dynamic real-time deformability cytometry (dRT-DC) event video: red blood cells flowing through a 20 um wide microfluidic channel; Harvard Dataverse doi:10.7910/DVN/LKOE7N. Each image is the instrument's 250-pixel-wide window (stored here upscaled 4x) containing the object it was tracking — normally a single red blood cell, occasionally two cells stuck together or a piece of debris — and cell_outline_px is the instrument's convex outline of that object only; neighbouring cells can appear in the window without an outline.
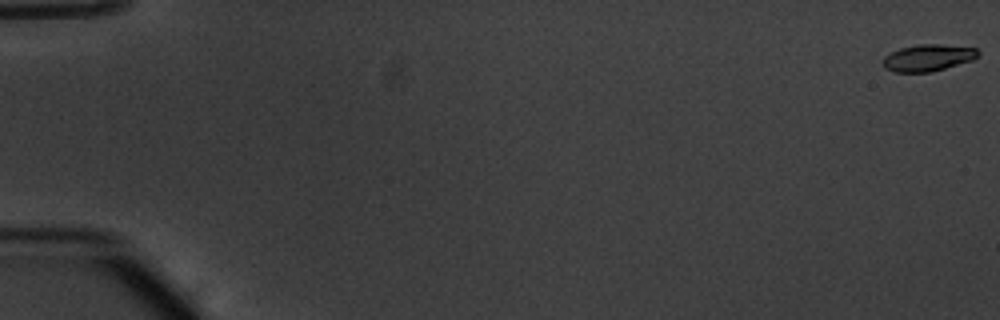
{"species": "common noctule bat (a hibernating species)", "species_latin": "Nyctalus noctula", "temperature_condition": "warm", "stored_images_in_passage": 55, "camera_frame_rate_fps": 3000, "um_per_image_px": 0.085, "animal": {"sex": "male", "body_mass_g": 20.1, "forearm_length_mm": 53.5}, "frame": {"image": 1, "passage_image": 1, "time_ms": 0.0, "image_size_px": [1000, 320], "cell_outline_px": [[980, 56], [972, 60], [932, 72], [896, 72], [884, 68], [880, 64], [880, 60], [884, 56], [900, 48], [920, 44], [940, 44], [976, 48], [980, 52]], "centroid_in_image_um": [78.85, 4.91], "position_along_channel_um": 6.1, "area_um2": 15.03}}
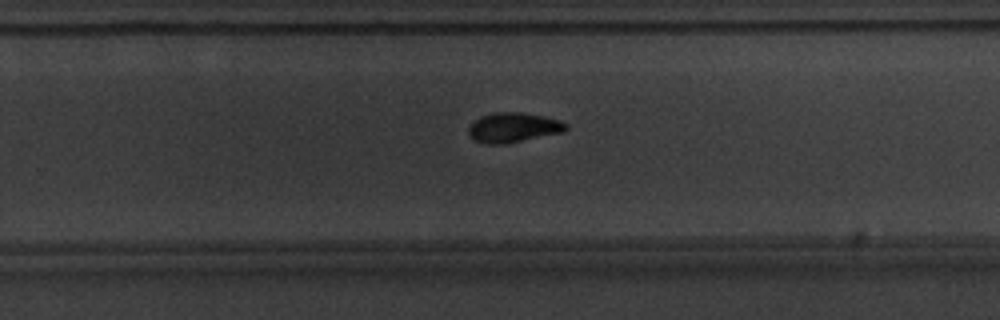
{"frame": {"image": 2, "passage_image": 37, "time_ms": 12.0, "image_size_px": [1000, 320], "cell_outline_px": [[568, 128], [564, 132], [504, 144], [488, 144], [476, 140], [468, 136], [468, 124], [480, 116], [496, 112], [520, 112], [560, 120], [568, 124]], "centroid_in_image_um": [43.6, 10.84], "position_along_channel_um": 286.2, "area_um2": 16.94}}
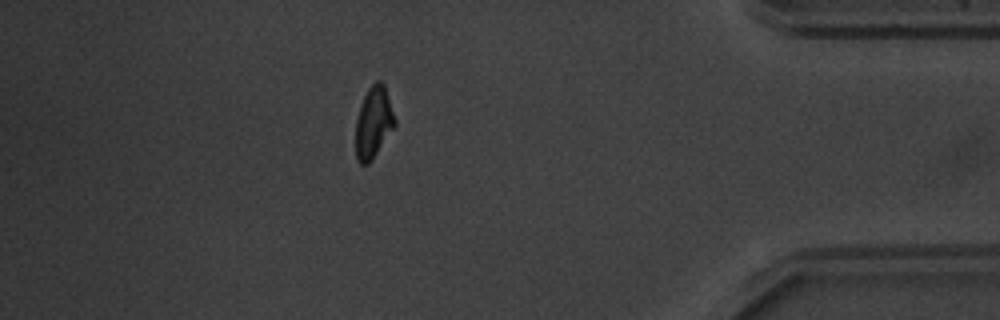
{"frame": {"image": 3, "passage_image": 49, "time_ms": 16.0, "image_size_px": [1000, 320], "cell_outline_px": [[396, 124], [372, 160], [368, 164], [360, 164], [356, 160], [356, 120], [364, 96], [368, 88], [376, 80], [380, 80], [384, 84], [396, 120]], "centroid_in_image_um": [31.75, 10.42], "position_along_channel_um": 403.5, "area_um2": 16.18}, "authors_computed_cell_mechanics": {"area_um2": 16.184, "velocity_mm_per_s": 3.8122, "shape_relaxation_time_tau1_ms": 2.3952, "shape_relaxation_time_tau2_ms": 4.3542, "deformation_change_tau1": 0.1705, "deformation_change_tau2": 0.0988}}